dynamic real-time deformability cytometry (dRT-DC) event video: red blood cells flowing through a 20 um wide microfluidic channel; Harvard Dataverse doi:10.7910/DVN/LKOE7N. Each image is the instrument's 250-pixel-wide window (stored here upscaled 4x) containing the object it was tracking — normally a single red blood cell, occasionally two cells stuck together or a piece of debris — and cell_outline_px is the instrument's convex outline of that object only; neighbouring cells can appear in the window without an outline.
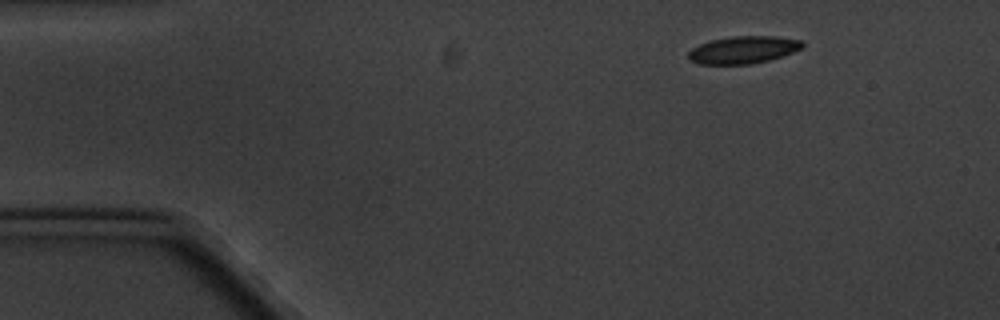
{"species": "common noctule bat (a hibernating species)", "species_latin": "Nyctalus noctula", "temperature_condition": "cold", "stored_images_in_passage": 6, "camera_frame_rate_fps": 3000, "um_per_image_px": 0.085, "animal": {"sex": "male", "body_mass_g": 20.1, "forearm_length_mm": 53.5}, "frame": {"image": 1, "passage_image": 6, "time_ms": 6.667, "image_size_px": [1000, 320], "cell_outline_px": [[804, 48], [768, 60], [752, 64], [700, 64], [688, 60], [688, 52], [692, 48], [700, 44], [712, 40], [732, 36], [776, 36], [804, 40]], "centroid_in_image_um": [63.19, 4.23], "position_along_channel_um": 21.8, "area_um2": 18.26}}